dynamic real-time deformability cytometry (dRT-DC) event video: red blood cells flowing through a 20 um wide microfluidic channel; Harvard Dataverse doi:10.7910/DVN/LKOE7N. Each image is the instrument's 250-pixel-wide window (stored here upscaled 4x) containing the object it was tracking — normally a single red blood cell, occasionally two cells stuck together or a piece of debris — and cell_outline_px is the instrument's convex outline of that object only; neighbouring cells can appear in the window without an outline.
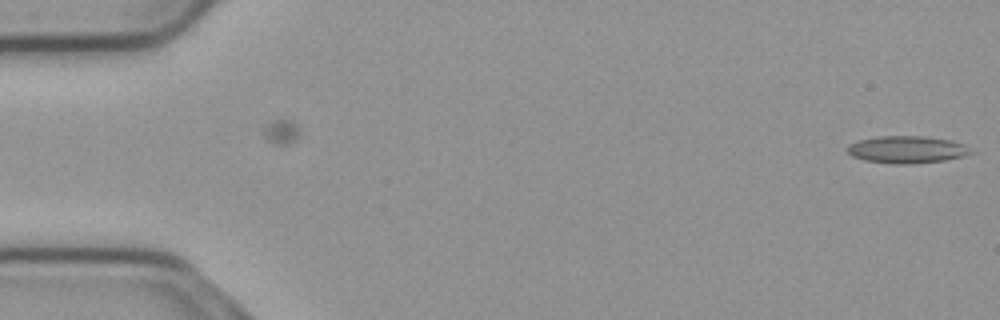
{"species": "common noctule bat (a hibernating species)", "species_latin": "Nyctalus noctula", "temperature_condition": "cold", "stored_images_in_passage": 2, "camera_frame_rate_fps": 3000, "um_per_image_px": 0.085, "animal": {"sex": "male", "body_mass_g": 23.1, "forearm_length_mm": 52.7}, "frame": {"image": 1, "passage_image": 2, "time_ms": 0.333, "image_size_px": [1000, 320], "cell_outline_px": [[976, 152], [964, 156], [944, 160], [908, 164], [896, 164], [864, 160], [852, 156], [848, 152], [848, 144], [860, 140], [884, 136], [920, 136], [952, 140], [964, 144]], "centroid_in_image_um": [77.14, 12.71], "position_along_channel_um": 7.9, "area_um2": 19.48}}